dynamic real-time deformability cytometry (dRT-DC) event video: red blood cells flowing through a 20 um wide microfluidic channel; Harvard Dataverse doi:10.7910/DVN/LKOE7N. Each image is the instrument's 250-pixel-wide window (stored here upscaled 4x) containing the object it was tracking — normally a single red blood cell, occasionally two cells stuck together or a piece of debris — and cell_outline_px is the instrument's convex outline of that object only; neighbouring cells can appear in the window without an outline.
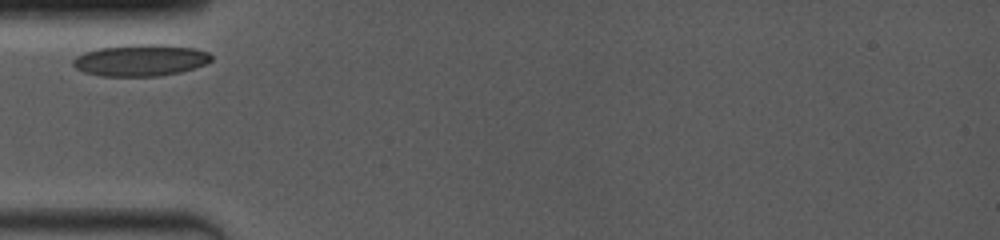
{"species": "common noctule bat (a hibernating species)", "species_latin": "Nyctalus noctula", "temperature_condition": "room temperature", "stored_images_in_passage": 31, "camera_frame_rate_fps": 4000, "um_per_image_px": 0.085, "animal": {"sex": "female", "body_mass_g": 19.0, "forearm_length_mm": 53.3}, "frame": {"image": 1, "passage_image": 1, "time_ms": 0.0, "image_size_px": [1000, 240], "cell_outline_px": [[212, 60], [204, 64], [180, 72], [156, 76], [100, 76], [84, 72], [76, 68], [72, 64], [72, 60], [76, 56], [84, 52], [100, 48], [132, 44], [160, 44], [192, 48], [208, 52], [212, 56]], "centroid_in_image_um": [11.91, 5.12], "position_along_channel_um": 73.1, "area_um2": 25.37}}
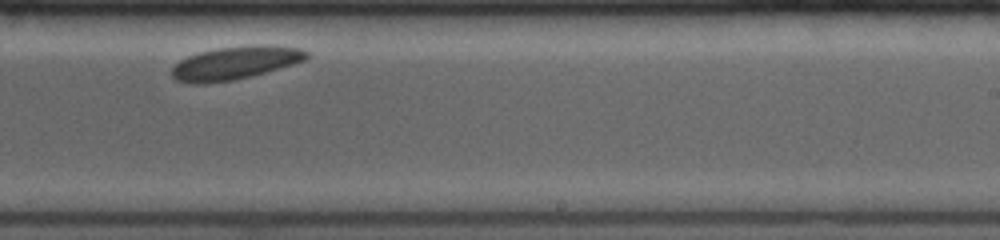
{"frame": {"image": 2, "passage_image": 18, "time_ms": 5.5, "image_size_px": [1000, 240], "cell_outline_px": [[308, 56], [304, 60], [292, 64], [252, 76], [232, 80], [204, 84], [192, 84], [176, 80], [172, 76], [172, 68], [180, 60], [188, 56], [200, 52], [220, 48], [252, 44], [268, 44], [300, 48], [308, 52]], "centroid_in_image_um": [19.99, 5.34], "position_along_channel_um": 269.0, "area_um2": 25.95}}
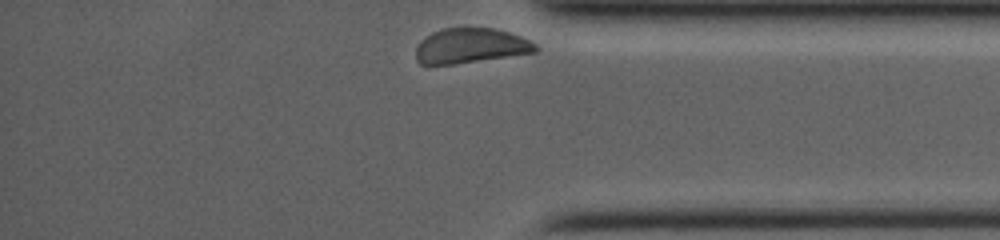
{"frame": {"image": 3, "passage_image": 31, "time_ms": 9.0, "image_size_px": [1000, 240], "cell_outline_px": [[540, 48], [536, 52], [456, 64], [420, 64], [416, 60], [416, 48], [432, 32], [444, 28], [492, 28], [508, 32], [520, 36], [536, 44]], "centroid_in_image_um": [40.03, 3.9], "position_along_channel_um": 395.2, "area_um2": 24.1}}